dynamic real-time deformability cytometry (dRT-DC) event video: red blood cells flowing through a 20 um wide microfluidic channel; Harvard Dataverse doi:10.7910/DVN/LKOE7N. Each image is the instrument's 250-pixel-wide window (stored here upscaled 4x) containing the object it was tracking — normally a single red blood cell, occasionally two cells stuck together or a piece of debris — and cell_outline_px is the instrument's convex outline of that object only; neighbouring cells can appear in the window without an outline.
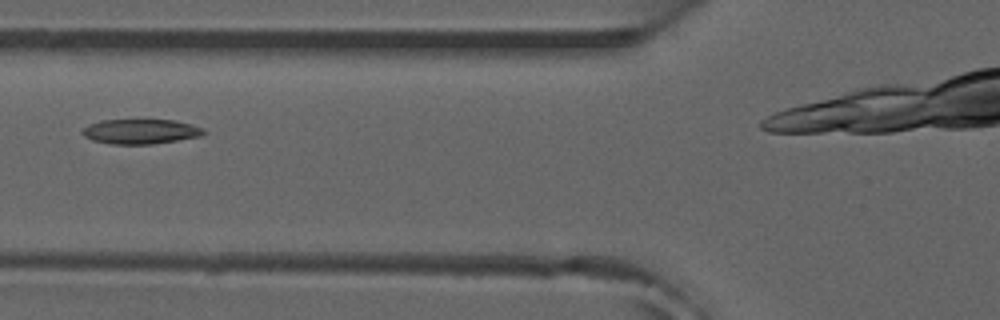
{"species": "common noctule bat (a hibernating species)", "species_latin": "Nyctalus noctula", "temperature_condition": "room temperature", "stored_images_in_passage": 3, "camera_frame_rate_fps": 3000, "um_per_image_px": 0.085, "animal": {"sex": "male", "forearm_length_mm": 52.5}, "frame": {"image": 1, "passage_image": 3, "time_ms": 0.667, "image_size_px": [1000, 320], "cell_outline_px": [[208, 132], [200, 136], [152, 144], [108, 144], [92, 140], [84, 136], [80, 132], [88, 124], [100, 120], [172, 120], [192, 124], [204, 128]], "centroid_in_image_um": [11.93, 11.17], "position_along_channel_um": 113.9, "area_um2": 17.63}}